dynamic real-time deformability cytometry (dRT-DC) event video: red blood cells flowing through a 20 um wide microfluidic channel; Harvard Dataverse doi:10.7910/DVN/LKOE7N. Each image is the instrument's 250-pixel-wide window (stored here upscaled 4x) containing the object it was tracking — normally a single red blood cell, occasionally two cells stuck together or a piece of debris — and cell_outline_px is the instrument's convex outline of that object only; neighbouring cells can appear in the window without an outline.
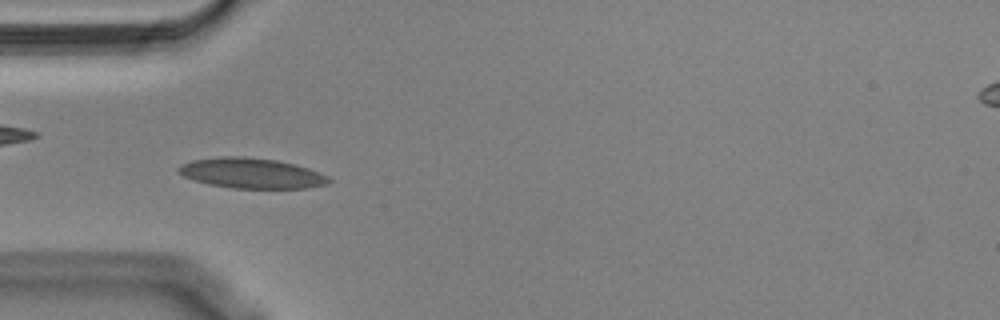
{"species": "Egyptian fruit bat (a non-hibernating species)", "species_latin": "Rousettus aegyptiacus", "temperature_condition": "cold", "stored_images_in_passage": 50, "camera_frame_rate_fps": 3000, "um_per_image_px": 0.085, "animal": {"sex": "male"}, "frame": {"image": 1, "passage_image": 11, "time_ms": 3.333, "image_size_px": [1000, 320], "cell_outline_px": [[332, 180], [328, 184], [308, 188], [232, 188], [208, 184], [184, 176], [176, 172], [176, 168], [180, 164], [192, 160], [220, 156], [244, 156], [276, 160], [296, 164], [308, 168], [328, 176]], "centroid_in_image_um": [21.36, 14.71], "position_along_channel_um": 63.6, "area_um2": 26.7}}
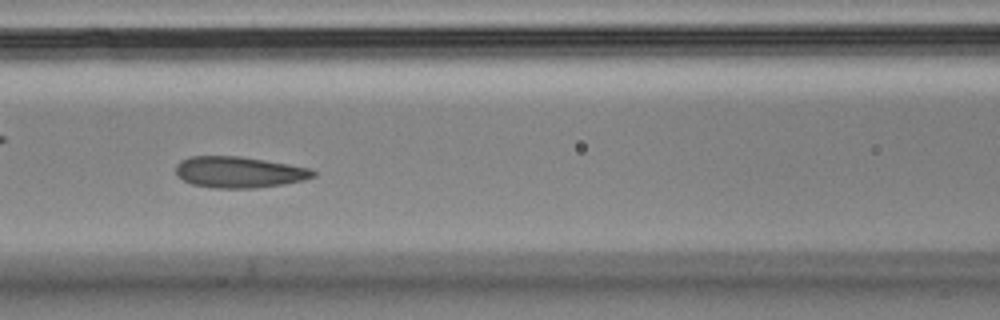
{"frame": {"image": 2, "passage_image": 18, "time_ms": 5.667, "image_size_px": [1000, 320], "cell_outline_px": [[316, 176], [304, 180], [284, 184], [256, 188], [216, 188], [192, 184], [184, 180], [176, 172], [176, 164], [180, 160], [192, 156], [240, 156], [312, 168], [316, 172]], "centroid_in_image_um": [20.35, 14.63], "position_along_channel_um": 146.2, "area_um2": 24.97}}
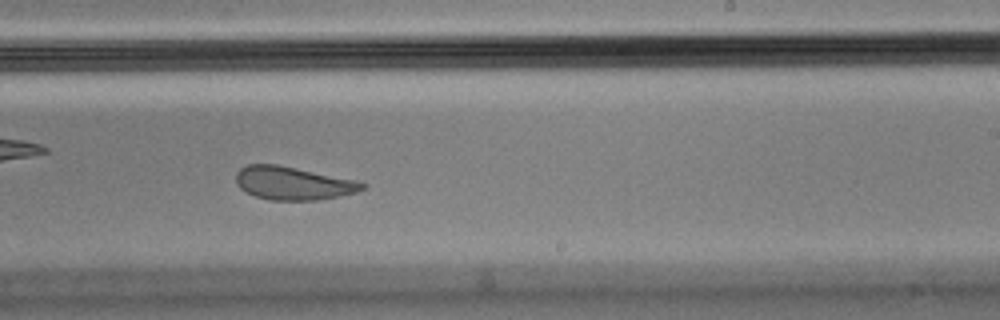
{"frame": {"image": 3, "passage_image": 28, "time_ms": 9.0, "image_size_px": [1000, 320], "cell_outline_px": [[368, 184], [364, 188], [356, 192], [340, 196], [316, 200], [268, 200], [256, 196], [240, 188], [236, 184], [236, 172], [240, 168], [248, 164], [276, 164], [356, 180]], "centroid_in_image_um": [24.9, 15.57], "position_along_channel_um": 264.1, "area_um2": 24.33}, "authors_computed_cell_mechanics": {"area_um2": 25.8655, "velocity_mm_per_s": 3.5499, "shape_relaxation_time_tau1_ms": null, "shape_relaxation_time_tau2_ms": 1.9619, "deformation_change_tau1": null, "deformation_change_tau2": 0.0821}}